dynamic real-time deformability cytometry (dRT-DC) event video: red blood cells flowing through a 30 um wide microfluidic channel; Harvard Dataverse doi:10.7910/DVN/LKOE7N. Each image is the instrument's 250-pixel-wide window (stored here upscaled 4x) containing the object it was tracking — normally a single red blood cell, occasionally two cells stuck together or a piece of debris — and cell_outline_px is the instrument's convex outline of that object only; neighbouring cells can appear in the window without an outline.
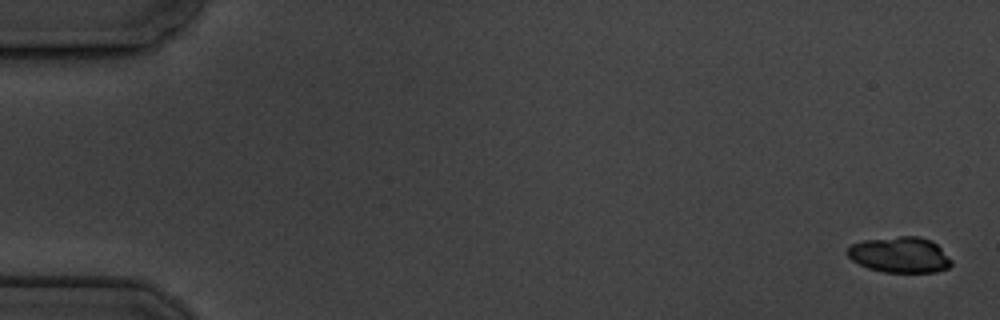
{"species": "common noctule bat (a hibernating species)", "species_latin": "Nyctalus noctula", "temperature_condition": "cold", "stored_images_in_passage": 6, "camera_frame_rate_fps": 3000, "um_per_image_px": 0.085, "animal": {"sex": "male", "body_mass_g": 19.5, "forearm_length_mm": 54.6}, "frame": {"image": 1, "passage_image": 1, "time_ms": 0.0, "image_size_px": [1000, 320], "cell_outline_px": [[952, 264], [948, 268], [936, 272], [884, 272], [868, 268], [852, 260], [844, 252], [852, 244], [864, 240], [900, 236], [920, 236], [932, 240], [952, 260]], "centroid_in_image_um": [76.49, 21.65], "position_along_channel_um": 8.5, "area_um2": 21.73}}
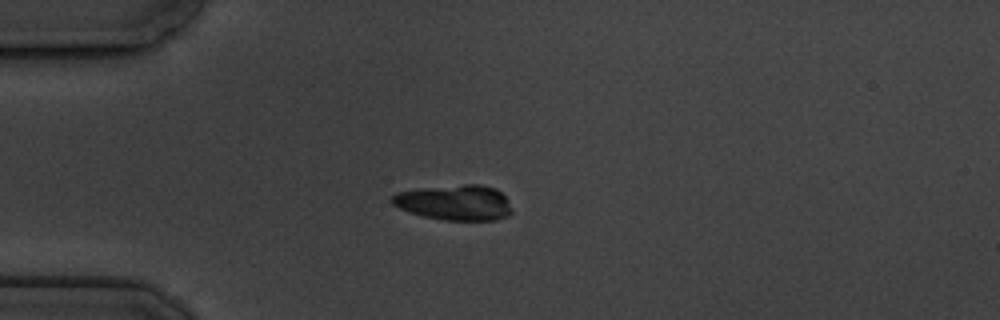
{"frame": {"image": 2, "passage_image": 5, "time_ms": 4.667, "image_size_px": [1000, 320], "cell_outline_px": [[512, 212], [508, 216], [496, 220], [444, 220], [424, 216], [408, 212], [392, 204], [388, 200], [396, 192], [420, 188], [464, 184], [480, 184], [496, 188], [504, 196]], "centroid_in_image_um": [38.62, 17.21], "position_along_channel_um": 46.4, "area_um2": 24.8}}